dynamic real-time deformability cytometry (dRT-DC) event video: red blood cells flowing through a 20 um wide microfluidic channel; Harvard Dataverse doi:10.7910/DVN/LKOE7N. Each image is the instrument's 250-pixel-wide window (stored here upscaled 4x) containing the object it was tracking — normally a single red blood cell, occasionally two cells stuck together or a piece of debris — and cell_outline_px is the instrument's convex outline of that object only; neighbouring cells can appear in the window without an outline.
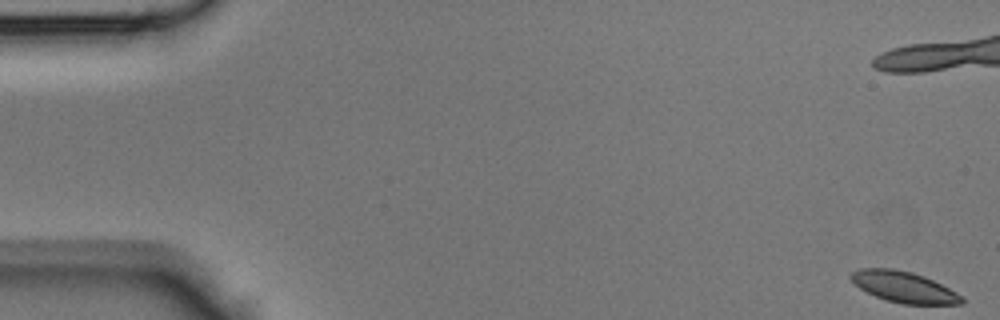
{"species": "Egyptian fruit bat (a non-hibernating species)", "species_latin": "Rousettus aegyptiacus", "temperature_condition": "room temperature", "stored_images_in_passage": 20, "camera_frame_rate_fps": 3000, "um_per_image_px": 0.085, "animal": {"sex": "male"}, "frame": {"image": 1, "passage_image": 1, "time_ms": 0.0, "image_size_px": [1000, 320], "cell_outline_px": [[964, 304], [904, 304], [884, 300], [860, 288], [848, 276], [852, 272], [860, 268], [892, 268], [912, 272], [924, 276], [964, 296]], "centroid_in_image_um": [76.84, 24.39], "position_along_channel_um": 8.2, "area_um2": 19.94}}